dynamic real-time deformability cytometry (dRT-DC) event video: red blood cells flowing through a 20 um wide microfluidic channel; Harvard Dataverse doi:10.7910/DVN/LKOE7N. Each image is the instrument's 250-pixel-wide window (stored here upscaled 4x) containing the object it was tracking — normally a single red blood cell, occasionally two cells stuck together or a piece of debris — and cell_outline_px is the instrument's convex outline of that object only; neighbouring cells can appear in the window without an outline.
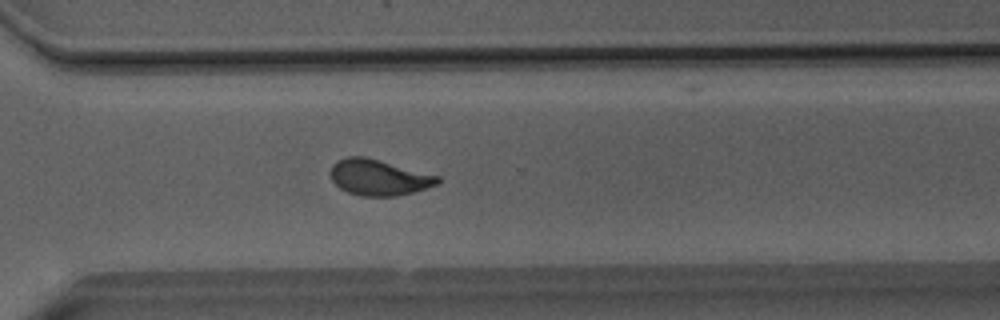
{"species": "Egyptian fruit bat (a non-hibernating species)", "species_latin": "Rousettus aegyptiacus", "temperature_condition": "room temperature", "stored_images_in_passage": 49, "camera_frame_rate_fps": 3000, "um_per_image_px": 0.085, "animal": {"sex": "male"}, "frame": {"image": 1, "passage_image": 35, "time_ms": 11.333, "image_size_px": [1000, 320], "cell_outline_px": [[440, 180], [436, 184], [412, 192], [396, 196], [360, 196], [348, 192], [340, 188], [332, 180], [332, 164], [336, 160], [348, 156], [364, 156], [440, 176]], "centroid_in_image_um": [32.17, 15.07], "position_along_channel_um": 338.4, "area_um2": 22.14}}
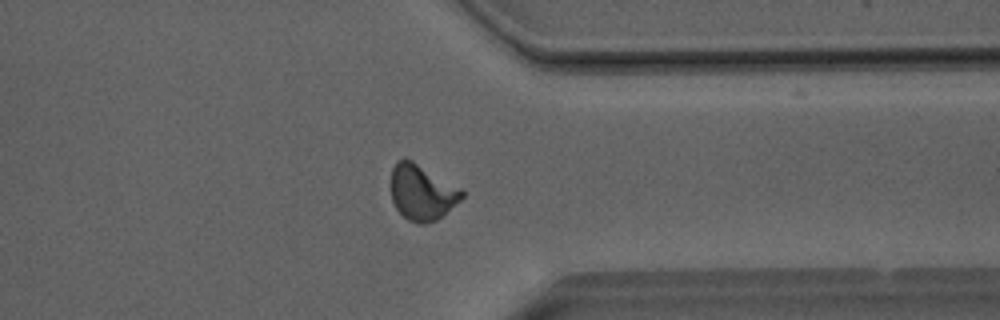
{"frame": {"image": 2, "passage_image": 38, "time_ms": 12.333, "image_size_px": [1000, 320], "cell_outline_px": [[464, 196], [460, 200], [436, 220], [424, 224], [416, 224], [408, 220], [396, 208], [392, 200], [392, 168], [396, 160], [412, 160], [460, 188], [464, 192]], "centroid_in_image_um": [35.85, 16.36], "position_along_channel_um": 375.5, "area_um2": 22.54}}
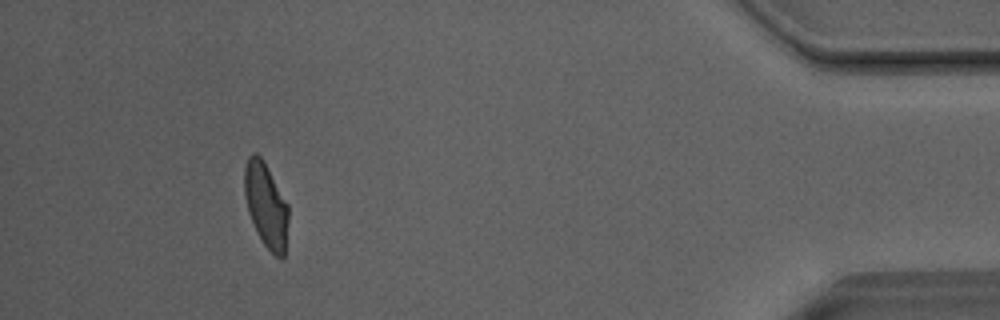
{"frame": {"image": 3, "passage_image": 45, "time_ms": 14.667, "image_size_px": [1000, 320], "cell_outline_px": [[288, 220], [284, 256], [276, 256], [264, 244], [248, 212], [244, 196], [244, 168], [248, 156], [252, 152], [256, 152], [264, 160], [288, 204]], "centroid_in_image_um": [22.6, 17.35], "position_along_channel_um": 412.6, "area_um2": 21.5}, "authors_computed_cell_mechanics": {"area_um2": 22.4264, "velocity_mm_per_s": 4.0502, "shape_relaxation_time_tau1_ms": 5.8348, "shape_relaxation_time_tau2_ms": 1.1114, "deformation_change_tau1": 0.1733, "deformation_change_tau2": 0.0626}}